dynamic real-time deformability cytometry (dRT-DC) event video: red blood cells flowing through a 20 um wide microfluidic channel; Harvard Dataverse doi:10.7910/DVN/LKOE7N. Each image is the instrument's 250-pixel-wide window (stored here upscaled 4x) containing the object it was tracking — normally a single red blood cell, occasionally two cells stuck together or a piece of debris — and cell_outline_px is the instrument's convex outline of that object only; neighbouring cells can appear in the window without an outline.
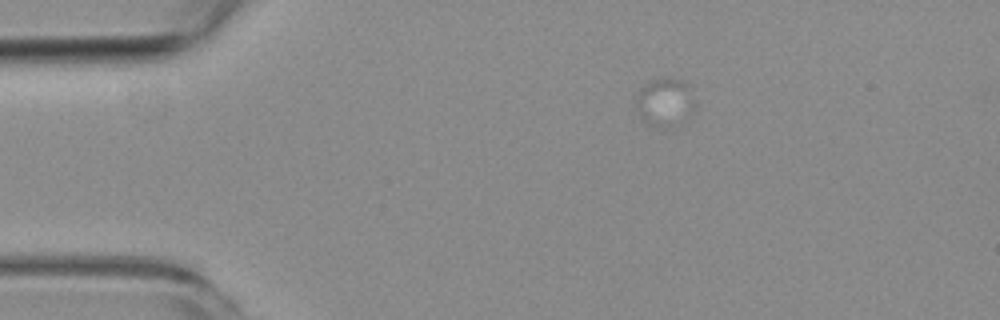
{"species": "common noctule bat (a hibernating species)", "species_latin": "Nyctalus noctula", "temperature_condition": "room temperature", "stored_images_in_passage": 1, "camera_frame_rate_fps": 3000, "um_per_image_px": 0.085, "animal": {"sex": "female", "body_mass_g": 19.3, "forearm_length_mm": 54.1}, "frame": {"image": 1, "passage_image": 1, "time_ms": 0.0, "image_size_px": [1000, 320], "cell_outline_px": [[688, 92], [668, 128], [664, 128], [648, 124], [636, 104], [640, 84], [660, 76], [672, 76], [684, 80], [688, 84]], "centroid_in_image_um": [56.22, 8.47], "position_along_channel_um": 28.8, "area_um2": 14.05}}